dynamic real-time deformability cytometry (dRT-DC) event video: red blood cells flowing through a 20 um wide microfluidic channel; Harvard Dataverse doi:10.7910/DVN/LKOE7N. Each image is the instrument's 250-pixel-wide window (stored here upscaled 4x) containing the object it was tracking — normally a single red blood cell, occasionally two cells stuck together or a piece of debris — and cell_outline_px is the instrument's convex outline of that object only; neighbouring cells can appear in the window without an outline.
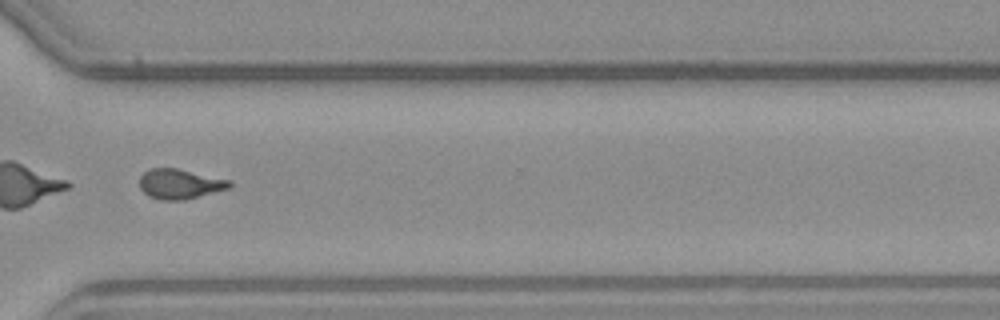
{"species": "common noctule bat (a hibernating species)", "species_latin": "Nyctalus noctula", "temperature_condition": "warm", "stored_images_in_passage": 52, "segment_of_instrument_passage": [2, 2], "camera_frame_rate_fps": 3000, "um_per_image_px": 0.085, "animal": {"sex": "male", "body_mass_g": 23.1, "forearm_length_mm": 52.7}, "frame": {"image": 1, "passage_image": 39, "time_ms": 12.667, "image_size_px": [1000, 320], "cell_outline_px": [[232, 184], [228, 188], [184, 200], [160, 200], [148, 196], [140, 188], [140, 176], [148, 168], [176, 168], [232, 180]], "centroid_in_image_um": [15.26, 15.63], "position_along_channel_um": 355.3, "area_um2": 15.66}}